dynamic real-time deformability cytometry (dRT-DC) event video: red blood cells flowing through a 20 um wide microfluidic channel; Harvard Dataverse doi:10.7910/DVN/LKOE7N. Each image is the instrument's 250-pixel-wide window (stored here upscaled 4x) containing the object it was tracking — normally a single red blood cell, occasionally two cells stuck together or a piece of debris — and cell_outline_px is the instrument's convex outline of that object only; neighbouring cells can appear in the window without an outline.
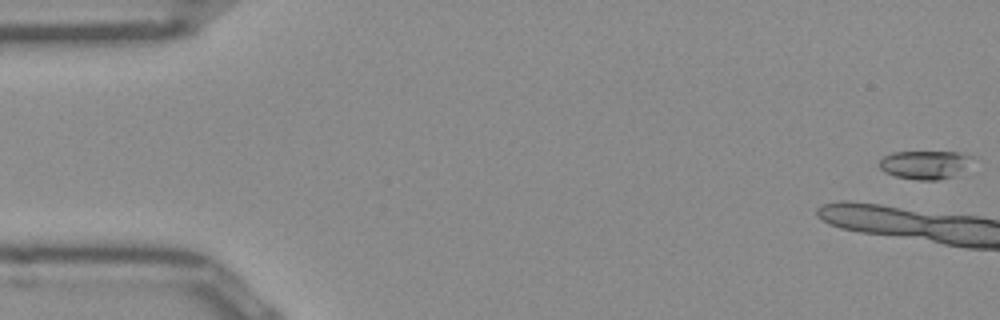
{"species": "Egyptian fruit bat (a non-hibernating species)", "species_latin": "Rousettus aegyptiacus", "temperature_condition": "room temperature", "stored_images_in_passage": 15, "camera_frame_rate_fps": 3000, "um_per_image_px": 0.085, "frame": {"image": 1, "passage_image": 1, "time_ms": 0.0, "image_size_px": [1000, 320], "cell_outline_px": [[968, 156], [960, 168], [952, 176], [936, 180], [916, 180], [896, 176], [884, 172], [880, 168], [880, 160], [884, 156], [892, 152], [956, 152]], "centroid_in_image_um": [78.41, 14.0], "position_along_channel_um": 6.6, "area_um2": 14.51}}